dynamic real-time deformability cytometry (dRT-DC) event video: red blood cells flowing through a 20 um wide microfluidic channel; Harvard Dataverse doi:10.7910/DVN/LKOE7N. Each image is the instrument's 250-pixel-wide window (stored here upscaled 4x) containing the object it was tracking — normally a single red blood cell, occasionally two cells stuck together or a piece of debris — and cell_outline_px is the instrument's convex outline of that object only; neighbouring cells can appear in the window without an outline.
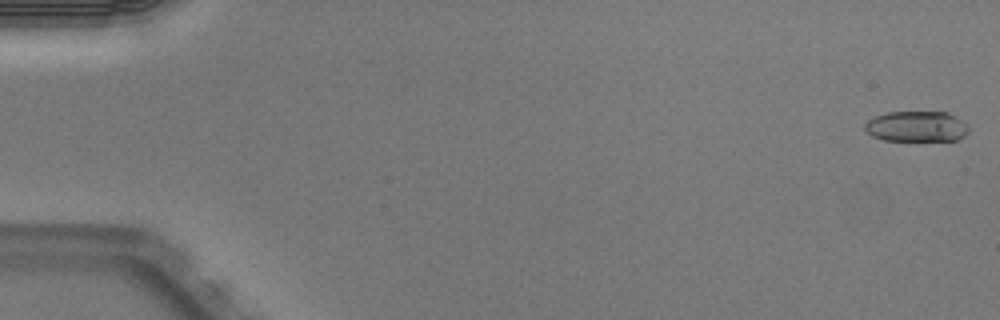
{"species": "Egyptian fruit bat (a non-hibernating species)", "species_latin": "Rousettus aegyptiacus", "temperature_condition": "warm", "stored_images_in_passage": 51, "camera_frame_rate_fps": 3000, "um_per_image_px": 0.085, "animal": {"sex": "male"}, "frame": {"image": 1, "passage_image": 1, "time_ms": 0.0, "image_size_px": [1000, 320], "cell_outline_px": [[968, 132], [964, 136], [956, 140], [884, 140], [872, 136], [864, 128], [864, 124], [868, 120], [876, 116], [888, 112], [948, 112], [956, 116], [968, 124]], "centroid_in_image_um": [77.93, 10.74], "position_along_channel_um": 7.1, "area_um2": 18.5}}
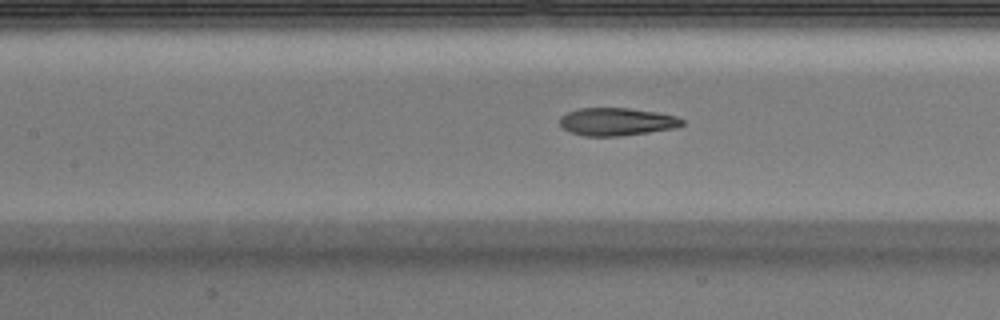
{"frame": {"image": 2, "passage_image": 24, "time_ms": 7.667, "image_size_px": [1000, 320], "cell_outline_px": [[684, 124], [676, 128], [620, 136], [584, 136], [572, 132], [564, 128], [560, 124], [560, 116], [568, 112], [580, 108], [628, 108], [656, 112], [676, 116], [684, 120]], "centroid_in_image_um": [52.44, 10.34], "position_along_channel_um": 155.0, "area_um2": 19.71}}
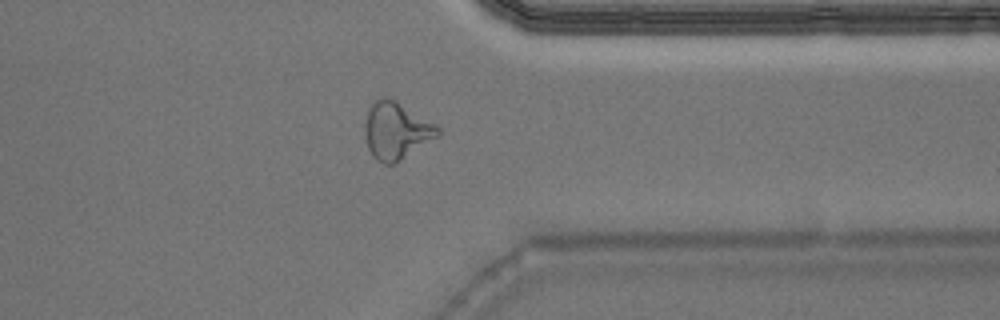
{"frame": {"image": 3, "passage_image": 41, "time_ms": 13.333, "image_size_px": [1000, 320], "cell_outline_px": [[440, 136], [396, 164], [384, 164], [376, 160], [372, 156], [368, 148], [364, 132], [364, 124], [368, 108], [376, 100], [388, 96], [396, 100], [436, 124], [440, 128]], "centroid_in_image_um": [33.69, 11.13], "position_along_channel_um": 377.7, "area_um2": 24.74}, "authors_computed_cell_mechanics": {"area_um2": 20.2878, "velocity_mm_per_s": 4.0037, "shape_relaxation_time_tau1_ms": null, "shape_relaxation_time_tau2_ms": 1.8721, "deformation_change_tau1": null, "deformation_change_tau2": 0.115}}